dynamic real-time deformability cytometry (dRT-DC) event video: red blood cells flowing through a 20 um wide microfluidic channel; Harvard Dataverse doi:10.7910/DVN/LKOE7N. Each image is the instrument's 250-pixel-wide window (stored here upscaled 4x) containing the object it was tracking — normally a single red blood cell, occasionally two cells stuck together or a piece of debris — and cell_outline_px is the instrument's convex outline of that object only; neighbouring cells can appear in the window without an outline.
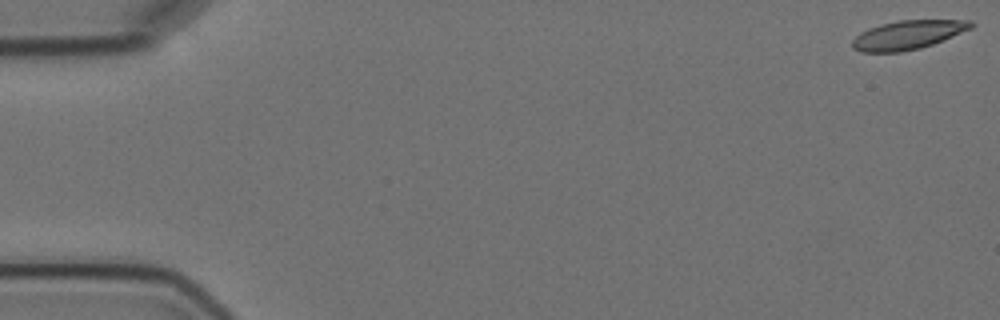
{"species": "Egyptian fruit bat (a non-hibernating species)", "species_latin": "Rousettus aegyptiacus", "temperature_condition": "cold", "stored_images_in_passage": 7, "camera_frame_rate_fps": 3000, "um_per_image_px": 0.085, "animal": {"sex": "female"}, "frame": {"image": 1, "passage_image": 1, "time_ms": 0.0, "image_size_px": [1000, 320], "cell_outline_px": [[976, 24], [972, 28], [932, 44], [920, 48], [900, 52], [860, 52], [852, 48], [852, 40], [860, 32], [868, 28], [880, 24], [900, 20], [972, 20]], "centroid_in_image_um": [77.15, 2.96], "position_along_channel_um": 7.9, "area_um2": 20.0}}
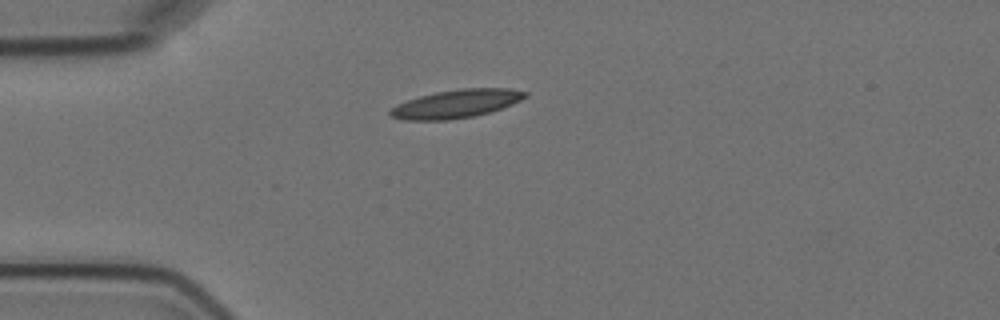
{"frame": {"image": 2, "passage_image": 5, "time_ms": 4.667, "image_size_px": [1000, 320], "cell_outline_px": [[528, 96], [512, 104], [488, 112], [472, 116], [448, 120], [404, 120], [392, 116], [388, 112], [396, 104], [420, 96], [436, 92], [460, 88], [508, 88], [528, 92]], "centroid_in_image_um": [38.78, 8.81], "position_along_channel_um": 46.2, "area_um2": 22.02}}